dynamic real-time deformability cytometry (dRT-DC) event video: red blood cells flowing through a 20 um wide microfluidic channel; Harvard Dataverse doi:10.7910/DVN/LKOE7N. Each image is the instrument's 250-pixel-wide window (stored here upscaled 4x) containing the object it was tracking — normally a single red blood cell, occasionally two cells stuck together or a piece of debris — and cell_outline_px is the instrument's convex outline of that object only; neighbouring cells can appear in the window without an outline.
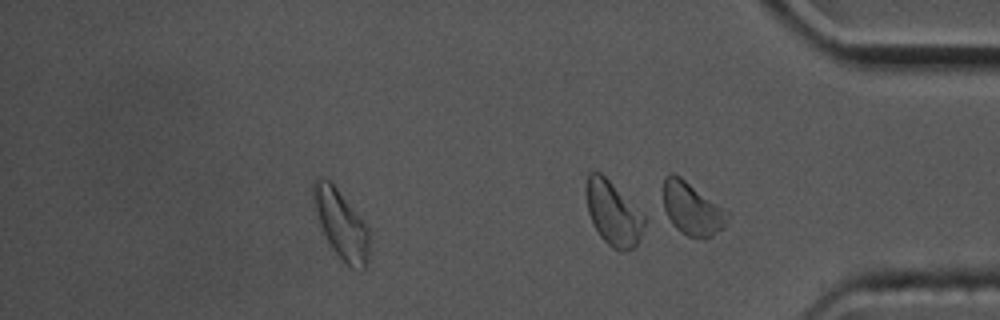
{"species": "common noctule bat (a hibernating species)", "species_latin": "Nyctalus noctula", "temperature_condition": "cold", "stored_images_in_passage": 50, "camera_frame_rate_fps": 3000, "um_per_image_px": 0.085, "animal": {"sex": "male", "body_mass_g": 17.5, "forearm_length_mm": 52.3}, "frame": {"image": 1, "passage_image": 43, "time_ms": 14.0, "image_size_px": [1000, 320], "cell_outline_px": [[372, 240], [368, 268], [360, 272], [352, 268], [332, 248], [312, 208], [312, 184], [316, 176], [324, 176], [332, 180], [368, 228], [372, 236]], "centroid_in_image_um": [29.02, 19.04], "position_along_channel_um": 406.2, "area_um2": 23.35}, "authors_computed_cell_mechanics": {"area_um2": 20.6057, "velocity_mm_per_s": 3.4684, "shape_relaxation_time_tau1_ms": 1.6907, "shape_relaxation_time_tau2_ms": 1.6005, "deformation_change_tau1": 0.055, "deformation_change_tau2": 0.0437}}